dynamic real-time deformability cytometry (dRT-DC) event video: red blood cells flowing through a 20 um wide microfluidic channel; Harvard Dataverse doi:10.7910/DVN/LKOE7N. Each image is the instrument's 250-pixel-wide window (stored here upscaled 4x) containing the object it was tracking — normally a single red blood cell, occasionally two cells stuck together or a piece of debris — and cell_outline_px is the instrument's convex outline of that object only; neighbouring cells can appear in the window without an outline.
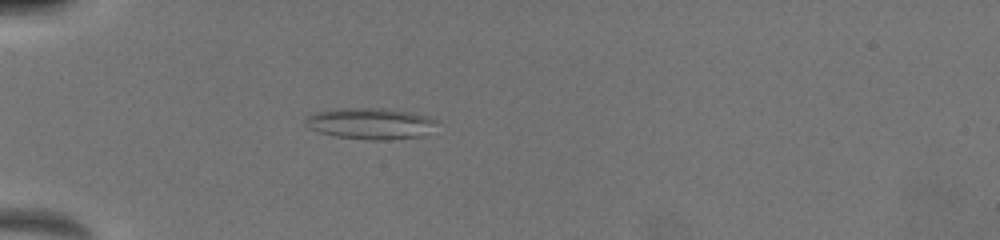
{"species": "common noctule bat (a hibernating species)", "species_latin": "Nyctalus noctula", "temperature_condition": "warm", "stored_images_in_passage": 26, "camera_frame_rate_fps": 3000, "um_per_image_px": 0.085, "animal": {"sex": "female", "body_mass_g": 19.5, "forearm_length_mm": 54.1}, "frame": {"image": 1, "passage_image": 1, "time_ms": 0.0, "image_size_px": [1000, 240], "cell_outline_px": [[436, 120], [420, 136], [388, 140], [368, 140], [336, 136], [320, 132], [308, 128], [304, 124], [304, 120], [308, 116], [316, 112], [340, 108], [384, 108], [408, 112], [428, 116]], "centroid_in_image_um": [31.38, 10.49], "position_along_channel_um": 53.6, "area_um2": 23.47}}
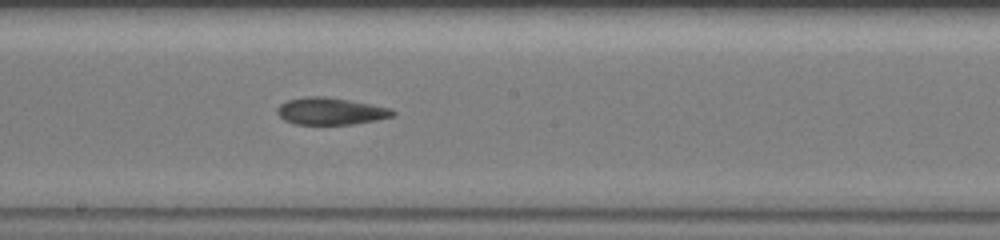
{"frame": {"image": 2, "passage_image": 10, "time_ms": 4.667, "image_size_px": [1000, 240], "cell_outline_px": [[396, 112], [392, 116], [376, 120], [352, 124], [296, 124], [284, 120], [276, 112], [276, 108], [280, 104], [288, 100], [308, 96], [324, 96], [348, 100], [388, 108]], "centroid_in_image_um": [28.04, 9.45], "position_along_channel_um": 220.2, "area_um2": 17.92}}
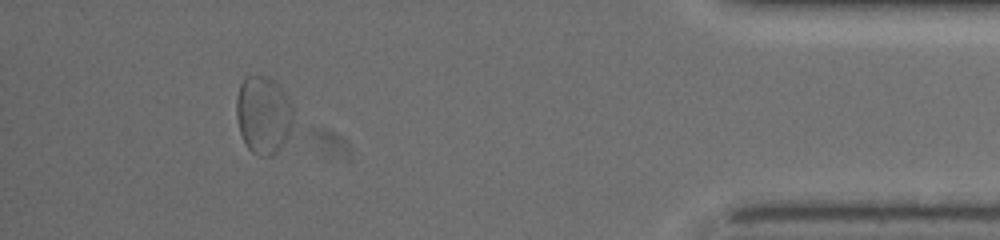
{"frame": {"image": 3, "passage_image": 23, "time_ms": 10.667, "image_size_px": [1000, 240], "cell_outline_px": [[292, 124], [288, 136], [284, 144], [276, 152], [268, 156], [260, 156], [252, 152], [248, 148], [240, 132], [236, 116], [236, 100], [240, 84], [244, 76], [268, 76], [288, 96], [292, 104]], "centroid_in_image_um": [22.37, 9.76], "position_along_channel_um": 412.8, "area_um2": 25.72}, "authors_computed_cell_mechanics": {"area_um2": 19.074, "velocity_mm_per_s": 4.003, "shape_relaxation_time_tau1_ms": null, "shape_relaxation_time_tau2_ms": 9.0112, "deformation_change_tau1": null, "deformation_change_tau2": 0.2257}}